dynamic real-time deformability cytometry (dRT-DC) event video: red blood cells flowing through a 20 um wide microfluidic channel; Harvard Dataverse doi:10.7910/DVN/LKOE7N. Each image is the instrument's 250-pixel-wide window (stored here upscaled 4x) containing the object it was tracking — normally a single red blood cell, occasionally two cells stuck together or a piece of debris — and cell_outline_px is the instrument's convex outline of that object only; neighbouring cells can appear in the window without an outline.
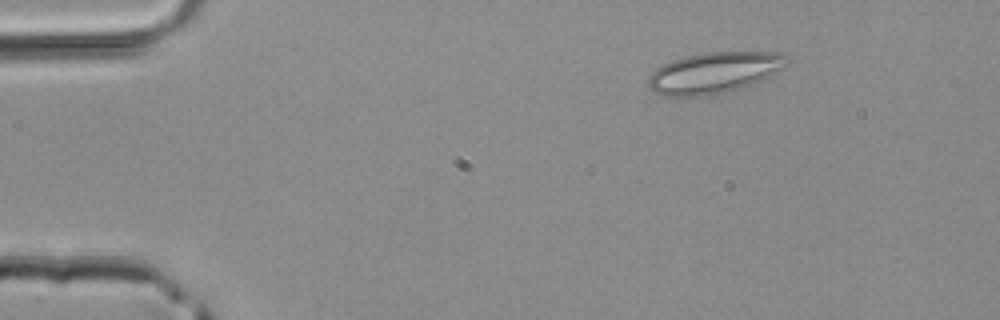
{"species": "common noctule bat (a hibernating species)", "species_latin": "Nyctalus noctula", "temperature_condition": "room temperature", "stored_images_in_passage": 2, "camera_frame_rate_fps": 3000, "um_per_image_px": 0.085, "animal": {"sex": "male", "body_mass_g": 20.4}, "frame": {"image": 1, "passage_image": 2, "time_ms": 0.333, "image_size_px": [1000, 320], "cell_outline_px": [[792, 60], [784, 68], [756, 84], [728, 92], [700, 96], [664, 96], [652, 92], [648, 88], [648, 76], [656, 68], [672, 60], [684, 56], [700, 52], [780, 52], [788, 56]], "centroid_in_image_um": [60.74, 6.18], "position_along_channel_um": 24.3, "area_um2": 33.93}}